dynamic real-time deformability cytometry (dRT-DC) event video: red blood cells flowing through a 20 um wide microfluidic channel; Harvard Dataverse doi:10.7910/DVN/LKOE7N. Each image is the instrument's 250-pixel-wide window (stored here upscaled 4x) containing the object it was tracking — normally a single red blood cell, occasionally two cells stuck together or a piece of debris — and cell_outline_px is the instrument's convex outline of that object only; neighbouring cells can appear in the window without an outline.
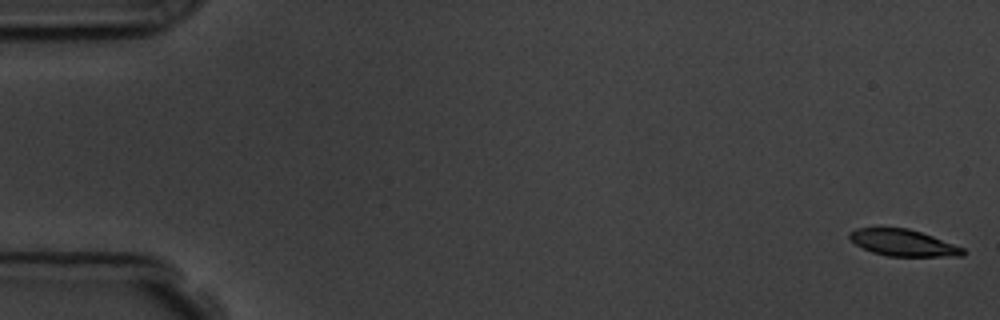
{"species": "common noctule bat (a hibernating species)", "species_latin": "Nyctalus noctula", "temperature_condition": "room temperature", "stored_images_in_passage": 43, "camera_frame_rate_fps": 3000, "um_per_image_px": 0.085, "animal": {"sex": "male", "body_mass_g": 19.5, "forearm_length_mm": 54.6}, "frame": {"image": 1, "passage_image": 1, "time_ms": 0.0, "image_size_px": [1000, 320], "cell_outline_px": [[968, 252], [964, 256], [888, 256], [872, 252], [856, 244], [848, 236], [848, 232], [856, 228], [908, 228], [932, 236], [964, 248]], "centroid_in_image_um": [76.79, 20.64], "position_along_channel_um": 8.2, "area_um2": 17.46}}
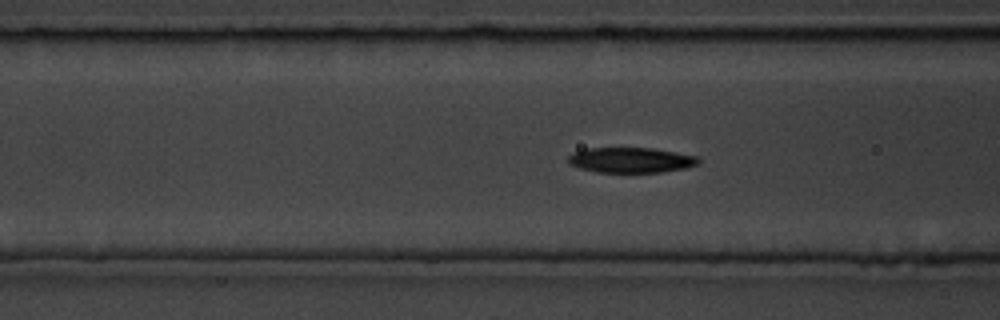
{"frame": {"image": 2, "passage_image": 22, "time_ms": 7.0, "image_size_px": [1000, 320], "cell_outline_px": [[700, 160], [696, 164], [684, 168], [660, 172], [596, 172], [580, 168], [568, 164], [568, 156], [572, 152], [584, 148], [652, 148], [676, 152], [696, 156]], "centroid_in_image_um": [53.56, 13.6], "position_along_channel_um": 113.0, "area_um2": 19.13}}
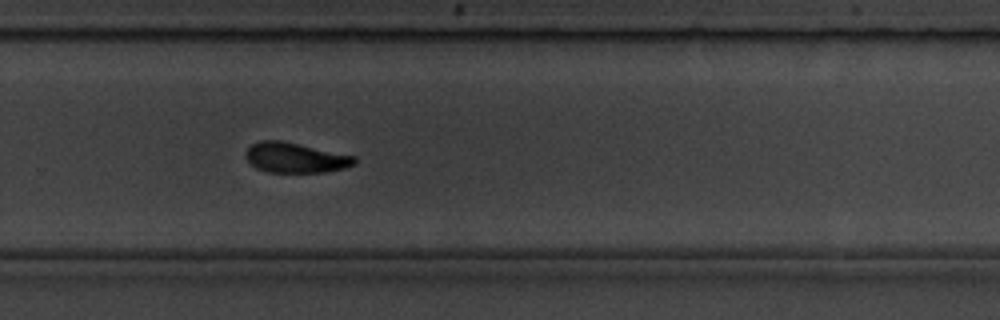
{"frame": {"image": 3, "passage_image": 38, "time_ms": 12.333, "image_size_px": [1000, 320], "cell_outline_px": [[356, 164], [344, 168], [324, 172], [268, 172], [256, 168], [244, 156], [244, 152], [252, 144], [260, 140], [280, 140], [356, 156]], "centroid_in_image_um": [25.09, 13.4], "position_along_channel_um": 304.7, "area_um2": 19.07}, "authors_computed_cell_mechanics": {"area_um2": 19.2474, "velocity_mm_per_s": 3.6038, "shape_relaxation_time_tau1_ms": 2.1922, "shape_relaxation_time_tau2_ms": 3.3653, "deformation_change_tau1": 0.124, "deformation_change_tau2": 0.0817}}